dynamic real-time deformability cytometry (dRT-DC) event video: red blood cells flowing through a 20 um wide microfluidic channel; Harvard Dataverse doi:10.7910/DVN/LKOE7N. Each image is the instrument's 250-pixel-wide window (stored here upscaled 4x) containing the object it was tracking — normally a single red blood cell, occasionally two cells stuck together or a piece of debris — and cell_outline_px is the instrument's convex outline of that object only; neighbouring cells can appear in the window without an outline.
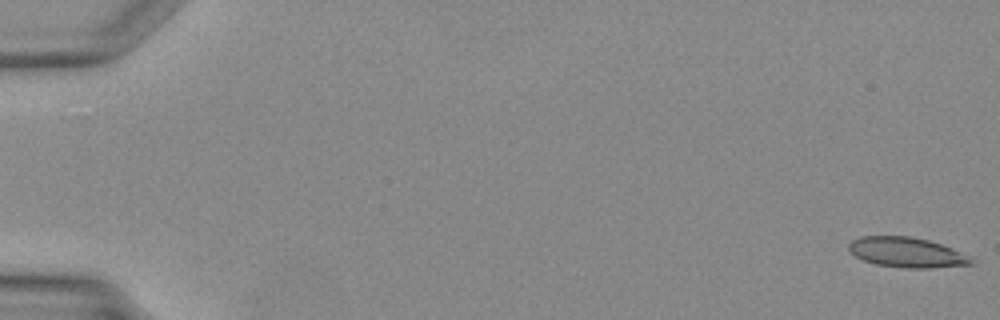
{"species": "Egyptian fruit bat (a non-hibernating species)", "species_latin": "Rousettus aegyptiacus", "temperature_condition": "warm", "stored_images_in_passage": 14, "camera_frame_rate_fps": 3000, "um_per_image_px": 0.085, "animal": {"sex": "female"}, "frame": {"image": 1, "passage_image": 1, "time_ms": 0.0, "image_size_px": [1000, 320], "cell_outline_px": [[972, 264], [932, 268], [904, 268], [876, 264], [864, 260], [856, 256], [848, 248], [848, 244], [852, 240], [860, 236], [908, 236], [928, 240], [952, 248], [972, 260]], "centroid_in_image_um": [77.02, 21.45], "position_along_channel_um": 8.0, "area_um2": 21.1}}
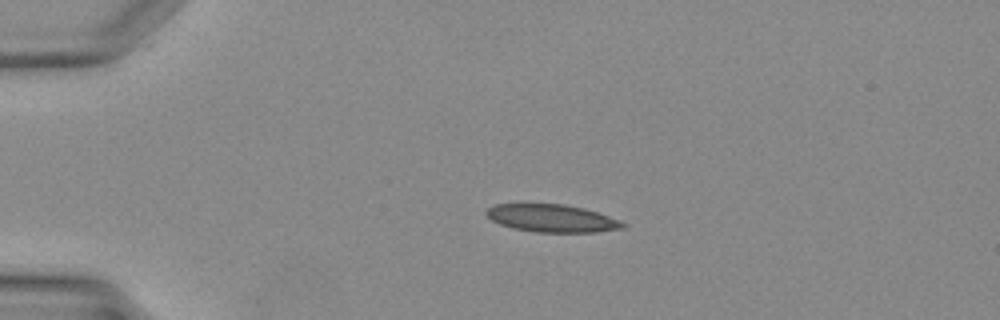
{"frame": {"image": 2, "passage_image": 10, "time_ms": 3.0, "image_size_px": [1000, 320], "cell_outline_px": [[628, 224], [624, 228], [596, 232], [536, 232], [512, 228], [500, 224], [492, 220], [484, 212], [488, 208], [496, 204], [564, 204], [584, 208], [608, 216]], "centroid_in_image_um": [46.91, 18.55], "position_along_channel_um": 38.1, "area_um2": 21.91}}